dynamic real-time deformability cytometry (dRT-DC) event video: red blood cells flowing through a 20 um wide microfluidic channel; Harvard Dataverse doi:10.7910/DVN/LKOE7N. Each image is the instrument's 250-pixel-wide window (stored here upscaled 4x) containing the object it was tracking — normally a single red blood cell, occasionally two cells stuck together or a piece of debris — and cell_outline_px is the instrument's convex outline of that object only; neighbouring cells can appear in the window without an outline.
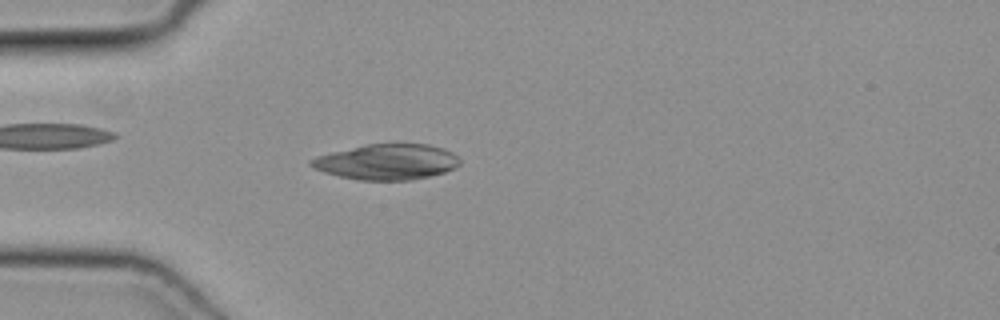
{"species": "common noctule bat (a hibernating species)", "species_latin": "Nyctalus noctula", "temperature_condition": "cold", "stored_images_in_passage": 44, "camera_frame_rate_fps": 3000, "um_per_image_px": 0.085, "animal": {"sex": "female", "body_mass_g": 19.3, "forearm_length_mm": 54.1}, "frame": {"image": 1, "passage_image": 9, "time_ms": 2.667, "image_size_px": [1000, 320], "cell_outline_px": [[460, 164], [456, 168], [444, 172], [412, 180], [356, 180], [324, 172], [308, 164], [308, 160], [316, 156], [332, 152], [368, 144], [428, 144], [444, 148], [452, 152], [460, 160]], "centroid_in_image_um": [32.9, 13.76], "position_along_channel_um": 52.1, "area_um2": 30.75}}
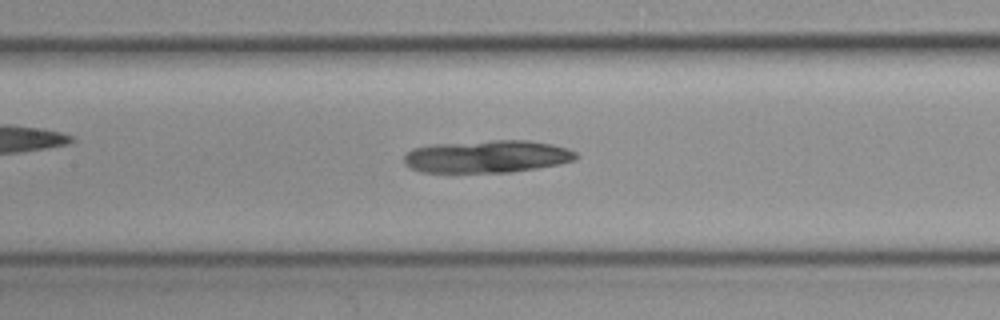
{"frame": {"image": 2, "passage_image": 18, "time_ms": 5.667, "image_size_px": [1000, 320], "cell_outline_px": [[580, 156], [576, 160], [560, 164], [512, 172], [420, 172], [404, 164], [404, 156], [412, 148], [432, 144], [492, 140], [528, 140], [552, 144], [568, 148], [576, 152]], "centroid_in_image_um": [41.43, 13.3], "position_along_channel_um": 166.0, "area_um2": 32.83}}
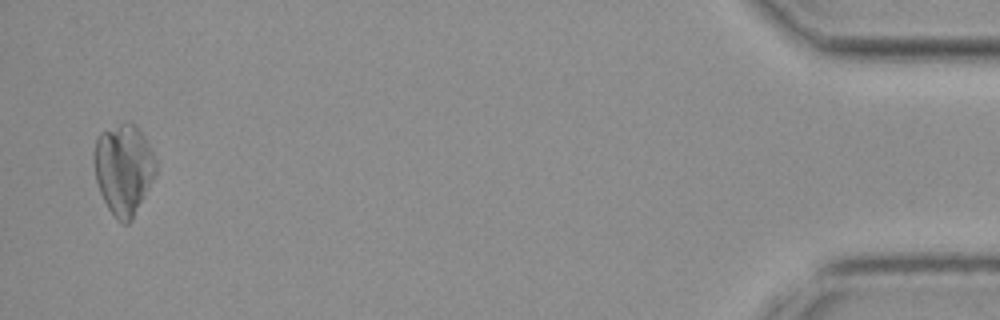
{"frame": {"image": 3, "passage_image": 43, "time_ms": 14.0, "image_size_px": [1000, 320], "cell_outline_px": [[156, 172], [132, 220], [128, 224], [120, 224], [116, 220], [108, 208], [100, 192], [96, 180], [92, 160], [92, 156], [96, 140], [100, 132], [120, 124], [132, 124], [140, 132], [148, 144], [156, 160]], "centroid_in_image_um": [10.47, 14.42], "position_along_channel_um": 424.7, "area_um2": 32.37}}